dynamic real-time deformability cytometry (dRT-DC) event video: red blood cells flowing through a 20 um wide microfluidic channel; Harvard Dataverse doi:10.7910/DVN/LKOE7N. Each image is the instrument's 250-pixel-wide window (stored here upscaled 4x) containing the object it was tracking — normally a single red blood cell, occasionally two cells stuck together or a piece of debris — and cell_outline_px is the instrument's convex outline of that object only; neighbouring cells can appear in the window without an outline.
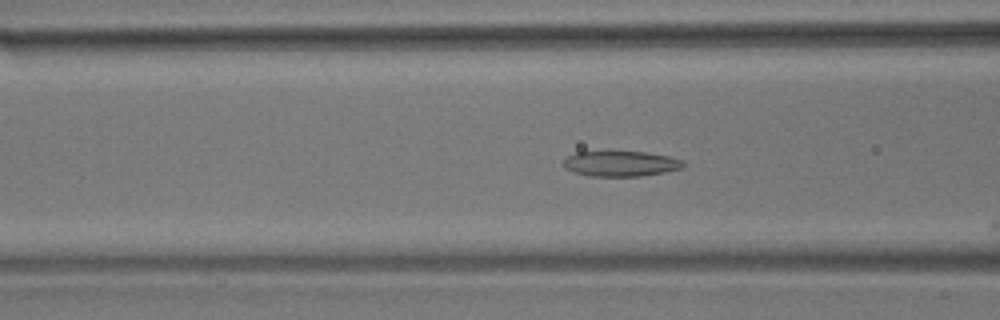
{"species": "common noctule bat (a hibernating species)", "species_latin": "Nyctalus noctula", "temperature_condition": "room temperature", "stored_images_in_passage": 4, "camera_frame_rate_fps": 3000, "um_per_image_px": 0.085, "animal": {"sex": "male", "body_mass_g": 17.9}, "frame": {"image": 1, "passage_image": 3, "time_ms": 0.667, "image_size_px": [1000, 320], "cell_outline_px": [[684, 164], [680, 168], [664, 172], [640, 176], [588, 176], [572, 172], [564, 168], [564, 160], [568, 156], [576, 152], [644, 152], [668, 156], [684, 160]], "centroid_in_image_um": [52.73, 13.92], "position_along_channel_um": 113.9, "area_um2": 17.57}}